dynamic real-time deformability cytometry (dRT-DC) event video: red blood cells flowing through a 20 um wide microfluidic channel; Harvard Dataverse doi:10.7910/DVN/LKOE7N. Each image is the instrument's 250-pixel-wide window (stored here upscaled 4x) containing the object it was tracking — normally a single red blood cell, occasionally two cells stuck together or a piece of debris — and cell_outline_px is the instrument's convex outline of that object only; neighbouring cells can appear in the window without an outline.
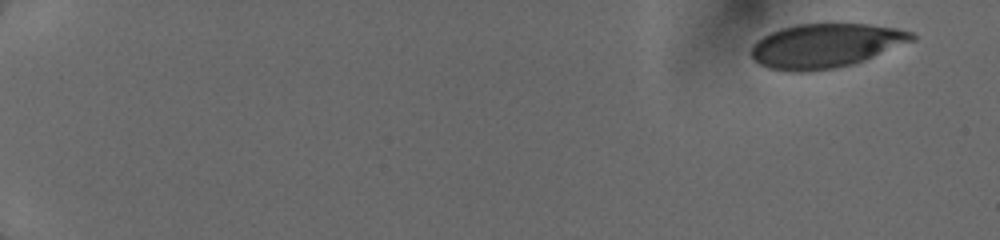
{"species": "human", "species_latin": "Homo sapiens", "temperature_condition": "cold", "stored_images_in_passage": 25, "camera_frame_rate_fps": 3000, "um_per_image_px": 0.085, "donor": {"sex": "female"}, "frame": {"image": 1, "passage_image": 1, "time_ms": 0.0, "image_size_px": [1000, 240], "cell_outline_px": [[916, 40], [856, 64], [836, 68], [812, 72], [788, 72], [768, 68], [760, 64], [752, 56], [752, 44], [756, 40], [780, 28], [796, 24], [868, 24], [896, 28], [912, 32], [916, 36]], "centroid_in_image_um": [70.2, 3.9], "position_along_channel_um": 14.8, "area_um2": 41.79}}
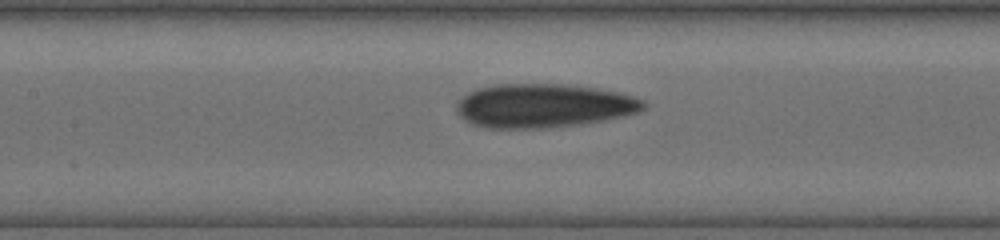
{"frame": {"image": 2, "passage_image": 18, "time_ms": 8.0, "image_size_px": [1000, 240], "cell_outline_px": [[644, 108], [640, 112], [624, 116], [580, 124], [540, 128], [484, 128], [472, 124], [464, 120], [460, 116], [456, 108], [456, 104], [468, 92], [492, 84], [564, 84], [596, 88], [620, 92], [644, 100]], "centroid_in_image_um": [46.19, 8.98], "position_along_channel_um": 161.2, "area_um2": 47.74}}
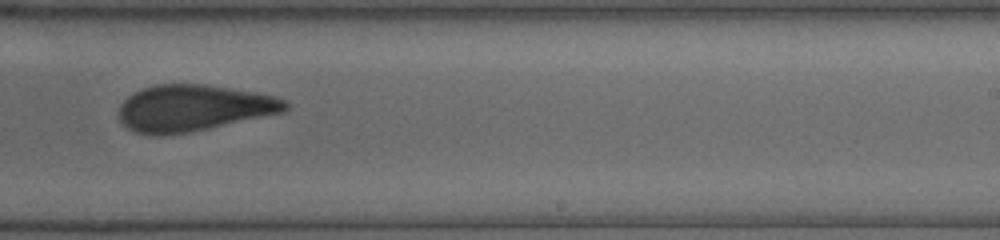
{"frame": {"image": 3, "passage_image": 23, "time_ms": 10.667, "image_size_px": [1000, 240], "cell_outline_px": [[288, 108], [284, 112], [208, 128], [188, 132], [160, 136], [148, 136], [136, 132], [128, 128], [120, 120], [120, 104], [132, 92], [156, 84], [204, 84], [256, 92], [272, 96], [284, 100], [288, 104]], "centroid_in_image_um": [16.4, 9.18], "position_along_channel_um": 272.6, "area_um2": 44.8}}